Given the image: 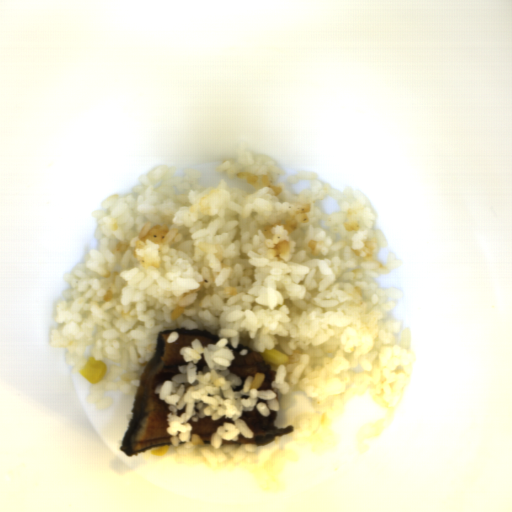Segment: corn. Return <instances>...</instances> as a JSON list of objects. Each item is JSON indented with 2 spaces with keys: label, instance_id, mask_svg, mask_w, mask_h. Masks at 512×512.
I'll return each mask as SVG.
<instances>
[{
  "label": "corn",
  "instance_id": "corn-2",
  "mask_svg": "<svg viewBox=\"0 0 512 512\" xmlns=\"http://www.w3.org/2000/svg\"><path fill=\"white\" fill-rule=\"evenodd\" d=\"M263 362L270 367L271 371H275L280 365H288L289 358L288 355L275 349H265Z\"/></svg>",
  "mask_w": 512,
  "mask_h": 512
},
{
  "label": "corn",
  "instance_id": "corn-3",
  "mask_svg": "<svg viewBox=\"0 0 512 512\" xmlns=\"http://www.w3.org/2000/svg\"><path fill=\"white\" fill-rule=\"evenodd\" d=\"M169 450H170V445L166 444L161 447L154 448V449L150 450V454L161 457V456H164Z\"/></svg>",
  "mask_w": 512,
  "mask_h": 512
},
{
  "label": "corn",
  "instance_id": "corn-1",
  "mask_svg": "<svg viewBox=\"0 0 512 512\" xmlns=\"http://www.w3.org/2000/svg\"><path fill=\"white\" fill-rule=\"evenodd\" d=\"M79 373L89 384L95 385L104 381L108 373V366L104 362L91 357Z\"/></svg>",
  "mask_w": 512,
  "mask_h": 512
}]
</instances>
